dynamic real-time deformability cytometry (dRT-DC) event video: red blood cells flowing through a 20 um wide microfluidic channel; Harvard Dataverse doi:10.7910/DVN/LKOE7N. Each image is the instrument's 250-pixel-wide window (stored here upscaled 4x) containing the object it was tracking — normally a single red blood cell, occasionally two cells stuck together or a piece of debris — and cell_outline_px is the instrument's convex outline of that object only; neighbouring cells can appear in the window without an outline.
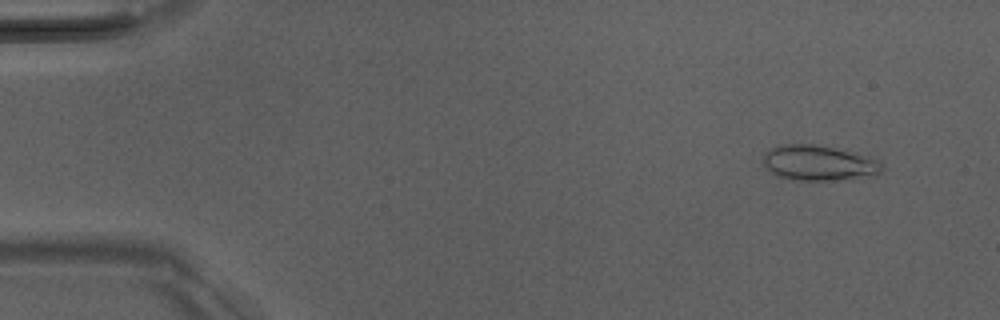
{"species": "Egyptian fruit bat (a non-hibernating species)", "species_latin": "Rousettus aegyptiacus", "temperature_condition": "room temperature", "stored_images_in_passage": 51, "camera_frame_rate_fps": 3000, "um_per_image_px": 0.085, "animal": {"sex": "male"}, "frame": {"image": 1, "passage_image": 4, "time_ms": 1.0, "image_size_px": [1000, 320], "cell_outline_px": [[880, 172], [876, 176], [852, 180], [804, 180], [776, 176], [764, 164], [764, 156], [772, 148], [784, 144], [820, 144], [868, 156], [880, 160]], "centroid_in_image_um": [69.67, 13.86], "position_along_channel_um": 15.3, "area_um2": 24.45}}
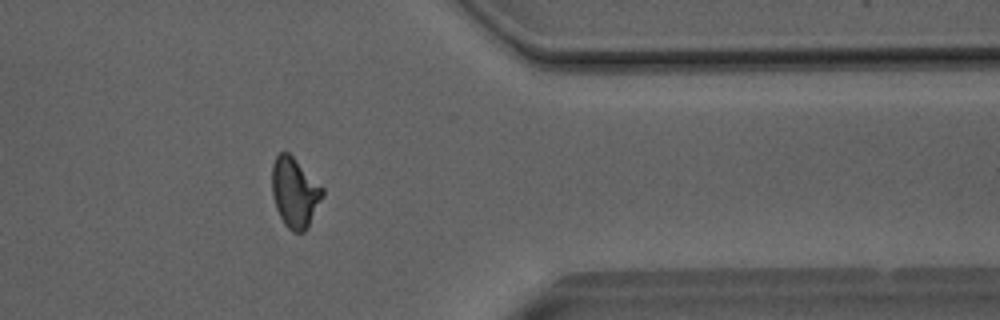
{"frame": {"image": 2, "passage_image": 41, "time_ms": 13.333, "image_size_px": [1000, 320], "cell_outline_px": [[324, 196], [308, 228], [304, 232], [292, 232], [284, 224], [276, 208], [272, 196], [272, 164], [276, 156], [280, 152], [288, 152], [324, 188]], "centroid_in_image_um": [25.06, 16.38], "position_along_channel_um": 386.3, "area_um2": 20.69}}
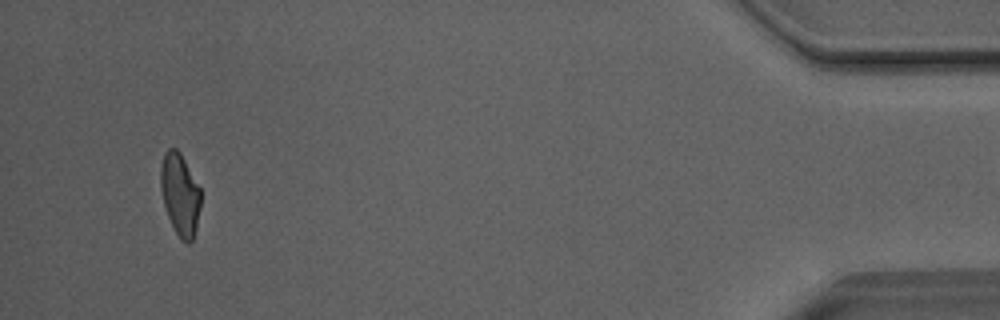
{"frame": {"image": 3, "passage_image": 48, "time_ms": 15.667, "image_size_px": [1000, 320], "cell_outline_px": [[200, 208], [196, 228], [192, 240], [188, 244], [180, 240], [168, 216], [164, 204], [160, 188], [160, 168], [164, 152], [168, 148], [176, 148], [180, 152], [200, 188]], "centroid_in_image_um": [15.29, 16.51], "position_along_channel_um": 419.9, "area_um2": 19.13}, "authors_computed_cell_mechanics": {"area_um2": 20.3456, "velocity_mm_per_s": 4.0691, "shape_relaxation_time_tau1_ms": 7.0317, "shape_relaxation_time_tau2_ms": 1.7063, "deformation_change_tau1": 0.1894, "deformation_change_tau2": 0.0893}}